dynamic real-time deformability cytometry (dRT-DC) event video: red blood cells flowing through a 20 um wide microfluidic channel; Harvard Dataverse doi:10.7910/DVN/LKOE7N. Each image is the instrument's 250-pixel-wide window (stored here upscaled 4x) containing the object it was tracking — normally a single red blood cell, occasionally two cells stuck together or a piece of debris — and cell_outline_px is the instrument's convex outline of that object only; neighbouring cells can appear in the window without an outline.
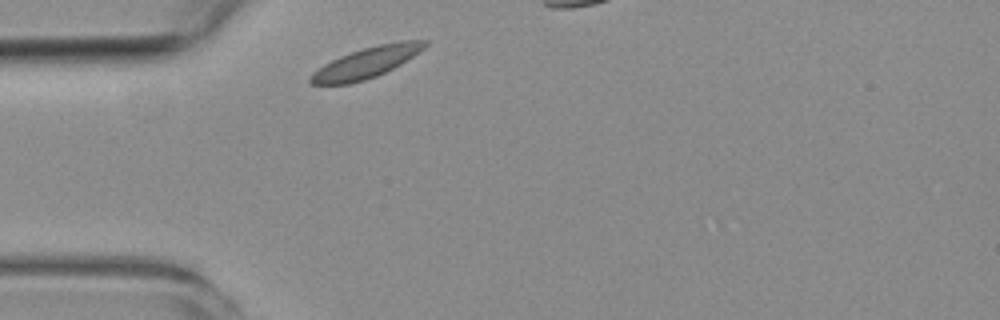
{"species": "common noctule bat (a hibernating species)", "species_latin": "Nyctalus noctula", "temperature_condition": "room temperature", "stored_images_in_passage": 1, "camera_frame_rate_fps": 3000, "um_per_image_px": 0.085, "animal": {"sex": "female", "body_mass_g": 19.3, "forearm_length_mm": 54.1}, "frame": {"image": 1, "passage_image": 1, "time_ms": 0.0, "image_size_px": [1000, 320], "cell_outline_px": [[428, 44], [424, 48], [400, 64], [376, 76], [364, 80], [348, 84], [312, 84], [308, 80], [308, 76], [312, 72], [324, 64], [340, 56], [364, 48], [380, 44], [400, 40], [428, 40]], "centroid_in_image_um": [31.11, 5.32], "position_along_channel_um": 53.9, "area_um2": 20.17}}